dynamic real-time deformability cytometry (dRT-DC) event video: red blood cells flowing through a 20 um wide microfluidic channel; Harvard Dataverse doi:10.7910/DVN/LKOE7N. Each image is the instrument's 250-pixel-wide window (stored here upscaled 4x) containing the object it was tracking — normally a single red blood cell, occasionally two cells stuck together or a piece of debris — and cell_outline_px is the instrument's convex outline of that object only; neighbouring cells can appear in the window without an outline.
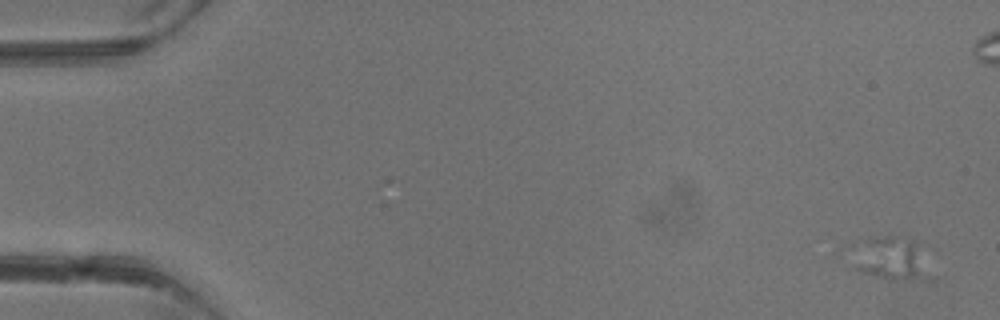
{"species": "common noctule bat (a hibernating species)", "species_latin": "Nyctalus noctula", "temperature_condition": "warm", "stored_images_in_passage": 4, "camera_frame_rate_fps": 3000, "um_per_image_px": 0.085, "animal": {"sex": "male", "body_mass_g": 13.3}, "frame": {"image": 1, "passage_image": 1, "time_ms": 0.0, "image_size_px": [1000, 320], "cell_outline_px": [[920, 248], [916, 272], [912, 276], [892, 280], [876, 276], [864, 272], [856, 268], [864, 240], [880, 236], [896, 236], [912, 240]], "centroid_in_image_um": [75.57, 21.87], "position_along_channel_um": 9.4, "area_um2": 16.01}}